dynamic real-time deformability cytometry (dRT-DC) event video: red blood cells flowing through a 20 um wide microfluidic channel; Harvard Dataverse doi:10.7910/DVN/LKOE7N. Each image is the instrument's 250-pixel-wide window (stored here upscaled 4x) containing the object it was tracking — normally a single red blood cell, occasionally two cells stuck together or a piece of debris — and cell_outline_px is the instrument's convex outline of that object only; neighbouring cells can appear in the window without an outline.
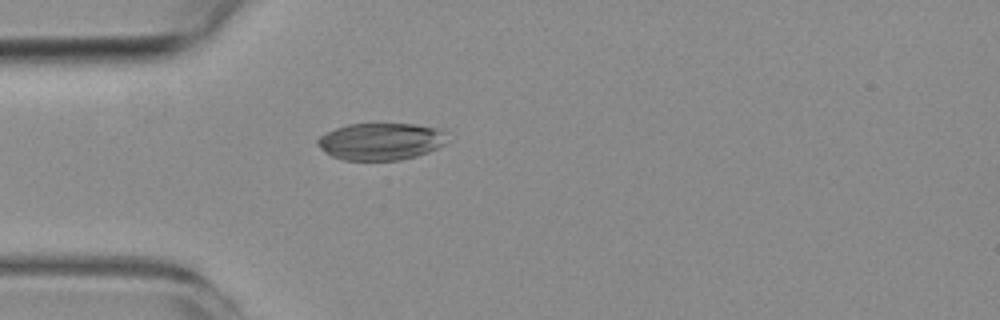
{"species": "common noctule bat (a hibernating species)", "species_latin": "Nyctalus noctula", "temperature_condition": "room temperature", "stored_images_in_passage": 1, "camera_frame_rate_fps": 3000, "um_per_image_px": 0.085, "animal": {"sex": "female", "body_mass_g": 19.3, "forearm_length_mm": 54.1}, "frame": {"image": 1, "passage_image": 1, "time_ms": 0.0, "image_size_px": [1000, 320], "cell_outline_px": [[448, 144], [428, 152], [416, 156], [400, 160], [344, 160], [332, 156], [324, 152], [316, 144], [316, 140], [320, 136], [336, 128], [348, 124], [416, 124], [444, 128], [448, 132]], "centroid_in_image_um": [32.46, 12.01], "position_along_channel_um": 52.5, "area_um2": 28.55}}